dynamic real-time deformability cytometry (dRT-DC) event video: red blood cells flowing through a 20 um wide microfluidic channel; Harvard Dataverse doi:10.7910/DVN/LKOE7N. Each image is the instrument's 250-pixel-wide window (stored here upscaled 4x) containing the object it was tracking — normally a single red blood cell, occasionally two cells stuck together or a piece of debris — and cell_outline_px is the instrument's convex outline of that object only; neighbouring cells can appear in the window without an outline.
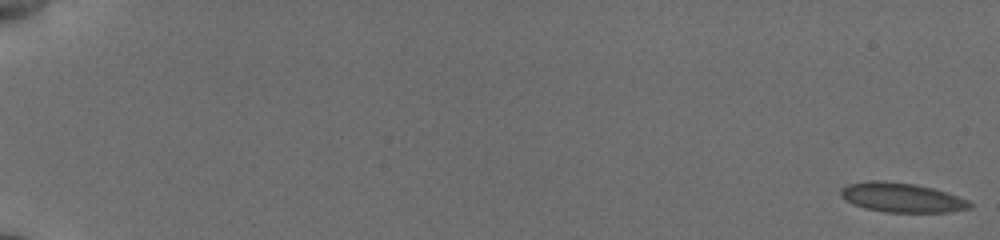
{"species": "common noctule bat (a hibernating species)", "species_latin": "Nyctalus noctula", "temperature_condition": "cold", "stored_images_in_passage": 56, "camera_frame_rate_fps": 3000, "um_per_image_px": 0.085, "animal": {"sex": "female", "body_mass_g": 19.5, "forearm_length_mm": 54.1}, "frame": {"image": 1, "passage_image": 1, "time_ms": 0.0, "image_size_px": [1000, 240], "cell_outline_px": [[972, 208], [948, 212], [888, 212], [864, 208], [852, 204], [840, 196], [840, 188], [848, 184], [868, 180], [884, 180], [916, 184], [932, 188], [968, 200], [972, 204]], "centroid_in_image_um": [76.6, 16.78], "position_along_channel_um": 8.4, "area_um2": 22.2}}
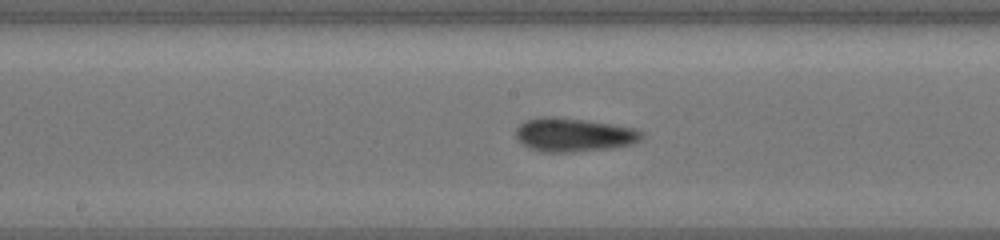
{"frame": {"image": 2, "passage_image": 32, "time_ms": 10.333, "image_size_px": [1000, 240], "cell_outline_px": [[648, 136], [644, 140], [632, 144], [612, 148], [572, 152], [540, 152], [528, 148], [520, 144], [516, 140], [516, 128], [524, 120], [540, 116], [548, 116], [584, 120], [612, 124], [632, 128], [644, 132]], "centroid_in_image_um": [48.77, 11.47], "position_along_channel_um": 199.4, "area_um2": 25.2}}
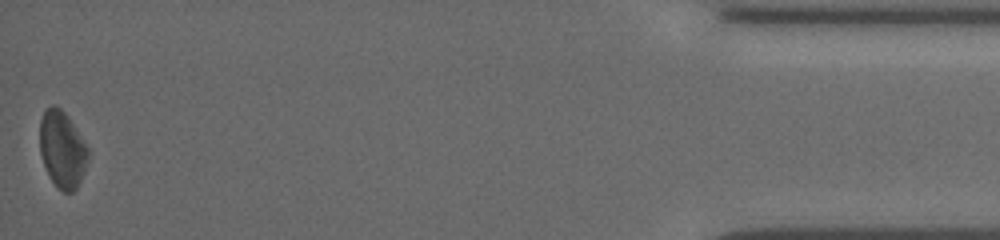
{"frame": {"image": 3, "passage_image": 56, "time_ms": 18.333, "image_size_px": [1000, 240], "cell_outline_px": [[88, 160], [84, 172], [76, 188], [72, 192], [64, 192], [48, 176], [40, 152], [40, 120], [44, 108], [52, 104], [56, 104], [68, 116], [88, 148]], "centroid_in_image_um": [5.28, 12.65], "position_along_channel_um": 429.9, "area_um2": 21.5}, "authors_computed_cell_mechanics": {"area_um2": 22.6287, "velocity_mm_per_s": 3.8155, "shape_relaxation_time_tau1_ms": 2.7581, "shape_relaxation_time_tau2_ms": 2.2333, "deformation_change_tau1": 0.0822, "deformation_change_tau2": 0.0911}}